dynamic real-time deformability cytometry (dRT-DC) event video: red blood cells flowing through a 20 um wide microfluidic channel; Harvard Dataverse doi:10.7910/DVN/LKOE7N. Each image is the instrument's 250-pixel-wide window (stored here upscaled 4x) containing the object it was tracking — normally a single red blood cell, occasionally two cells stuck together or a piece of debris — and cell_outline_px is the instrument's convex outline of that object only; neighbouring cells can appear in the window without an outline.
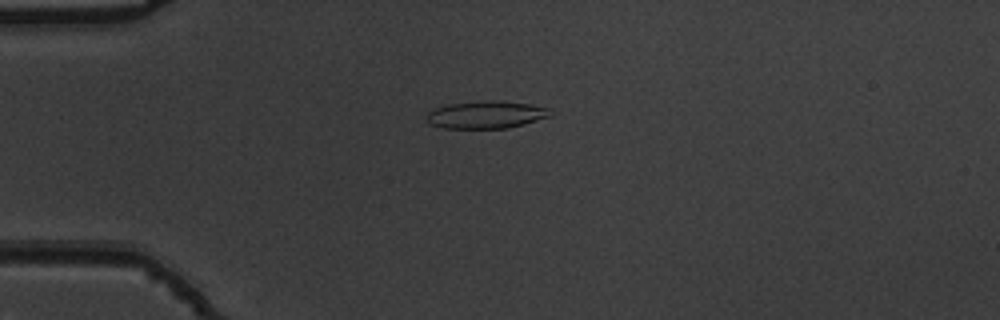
{"species": "common noctule bat (a hibernating species)", "species_latin": "Nyctalus noctula", "temperature_condition": "warm", "stored_images_in_passage": 53, "camera_frame_rate_fps": 3000, "um_per_image_px": 0.085, "animal": {"sex": "male", "body_mass_g": 19.5, "forearm_length_mm": 54.6}, "frame": {"image": 1, "passage_image": 14, "time_ms": 4.333, "image_size_px": [1000, 320], "cell_outline_px": [[552, 116], [524, 124], [508, 128], [444, 128], [428, 124], [428, 112], [436, 108], [448, 104], [484, 100], [496, 100], [528, 104], [548, 108], [552, 112]], "centroid_in_image_um": [41.34, 9.75], "position_along_channel_um": 43.7, "area_um2": 19.77}}
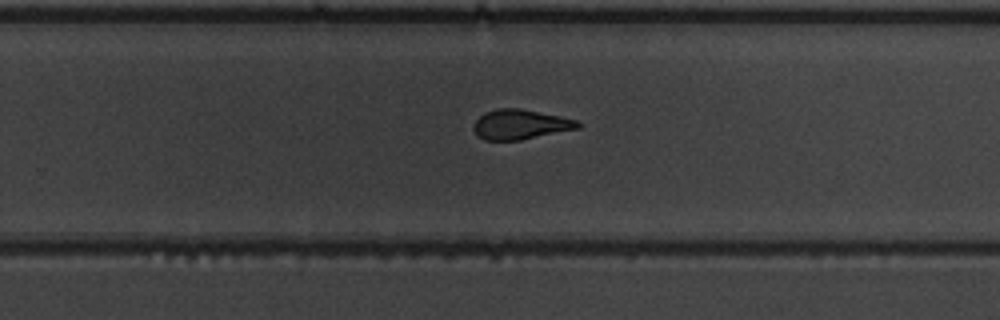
{"frame": {"image": 2, "passage_image": 35, "time_ms": 11.333, "image_size_px": [1000, 320], "cell_outline_px": [[580, 128], [520, 140], [484, 140], [476, 136], [472, 128], [472, 124], [484, 112], [496, 108], [520, 108], [560, 116], [576, 120], [580, 124]], "centroid_in_image_um": [44.17, 10.58], "position_along_channel_um": 285.6, "area_um2": 18.26}}
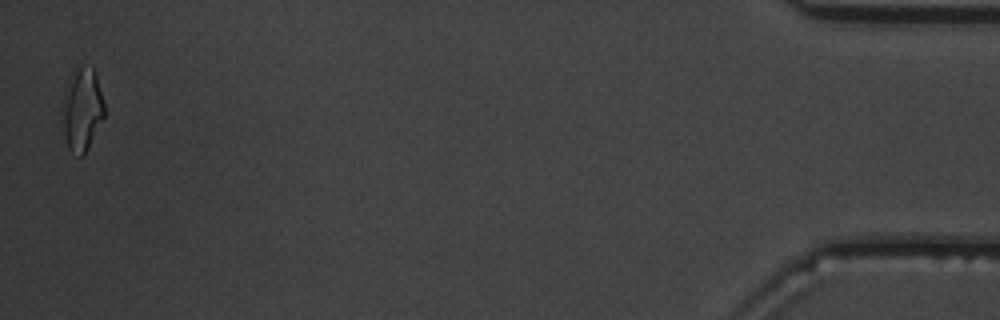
{"frame": {"image": 3, "passage_image": 53, "time_ms": 17.333, "image_size_px": [1000, 320], "cell_outline_px": [[104, 116], [84, 156], [80, 156], [68, 148], [60, 120], [60, 112], [68, 80], [72, 68], [92, 68], [96, 72], [104, 100]], "centroid_in_image_um": [6.95, 9.3], "position_along_channel_um": 428.3, "area_um2": 20.58}, "authors_computed_cell_mechanics": {"area_um2": 19.0162, "velocity_mm_per_s": 3.8172, "shape_relaxation_time_tau1_ms": 11.3878, "shape_relaxation_time_tau2_ms": 2.3521, "deformation_change_tau1": 0.3096, "deformation_change_tau2": 0.1136}}